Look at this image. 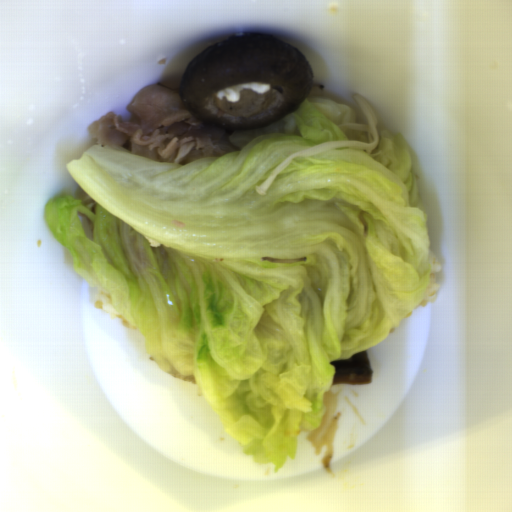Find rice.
Returning a JSON list of instances; mask_svg holds the SVG:
<instances>
[{
	"label": "rice",
	"instance_id": "rice-1",
	"mask_svg": "<svg viewBox=\"0 0 512 512\" xmlns=\"http://www.w3.org/2000/svg\"><path fill=\"white\" fill-rule=\"evenodd\" d=\"M94 304H95V307L98 310L106 312V313H108L110 315H113V316L117 317L118 319H120L121 324L124 327H126L127 329H129V330H137L133 326H131L123 317L118 315L116 313V311H115V309H114L110 299H108L107 297L103 296L98 291L96 292V295H95Z\"/></svg>",
	"mask_w": 512,
	"mask_h": 512
}]
</instances>
